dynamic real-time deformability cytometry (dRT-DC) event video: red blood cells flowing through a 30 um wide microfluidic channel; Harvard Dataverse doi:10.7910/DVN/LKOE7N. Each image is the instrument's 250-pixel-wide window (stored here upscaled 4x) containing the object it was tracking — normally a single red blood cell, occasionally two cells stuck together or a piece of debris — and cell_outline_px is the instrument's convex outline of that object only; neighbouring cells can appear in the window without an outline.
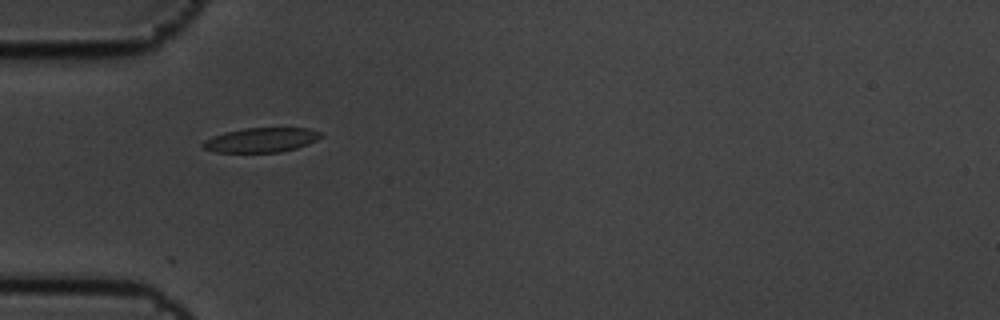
{"species": "common noctule bat (a hibernating species)", "species_latin": "Nyctalus noctula", "temperature_condition": "cold", "stored_images_in_passage": 3, "camera_frame_rate_fps": 3000, "um_per_image_px": 0.085, "animal": {"sex": "male", "body_mass_g": 19.5, "forearm_length_mm": 54.6}, "frame": {"image": 1, "passage_image": 2, "time_ms": 0.333, "image_size_px": [1000, 320], "cell_outline_px": [[324, 136], [308, 144], [296, 148], [280, 152], [216, 152], [204, 148], [200, 144], [204, 140], [212, 136], [224, 132], [244, 128], [308, 128], [320, 132]], "centroid_in_image_um": [22.19, 11.89], "position_along_channel_um": 62.8, "area_um2": 16.88}}